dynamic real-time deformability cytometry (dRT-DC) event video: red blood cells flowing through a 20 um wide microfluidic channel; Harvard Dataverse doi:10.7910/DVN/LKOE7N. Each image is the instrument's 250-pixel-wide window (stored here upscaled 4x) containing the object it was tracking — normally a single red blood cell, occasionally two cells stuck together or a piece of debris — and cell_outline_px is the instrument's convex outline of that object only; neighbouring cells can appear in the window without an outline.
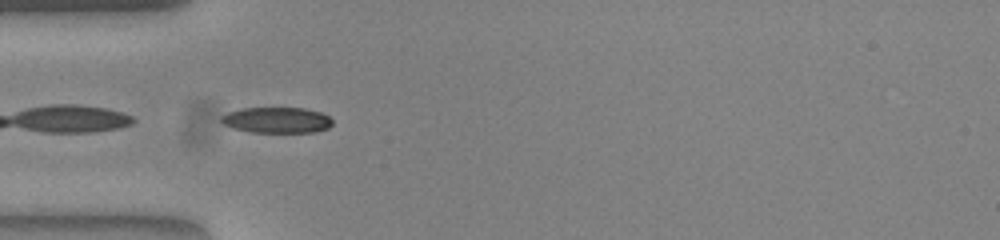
{"species": "common noctule bat (a hibernating species)", "species_latin": "Nyctalus noctula", "temperature_condition": "warm", "stored_images_in_passage": 37, "camera_frame_rate_fps": 3000, "um_per_image_px": 0.085, "animal": {"sex": "female", "body_mass_g": 23.0, "forearm_length_mm": 53.4}, "frame": {"image": 1, "passage_image": 1, "time_ms": 0.0, "image_size_px": [1000, 240], "cell_outline_px": [[332, 124], [328, 128], [316, 132], [252, 132], [232, 128], [224, 124], [220, 120], [220, 116], [228, 112], [240, 108], [304, 108], [320, 112], [328, 116], [332, 120]], "centroid_in_image_um": [23.51, 10.2], "position_along_channel_um": 61.5, "area_um2": 16.76}}
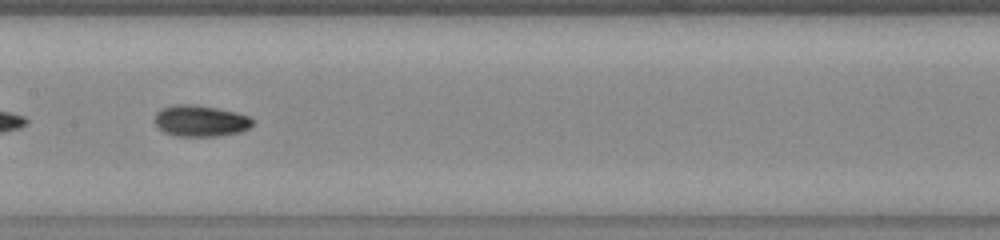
{"frame": {"image": 2, "passage_image": 11, "time_ms": 3.333, "image_size_px": [1000, 240], "cell_outline_px": [[252, 124], [248, 128], [240, 132], [216, 136], [176, 136], [164, 132], [156, 124], [156, 112], [160, 108], [176, 104], [192, 104], [216, 108], [236, 112], [248, 116], [252, 120]], "centroid_in_image_um": [17.02, 10.27], "position_along_channel_um": 190.4, "area_um2": 17.69}, "authors_computed_cell_mechanics": {"area_um2": 17.051, "velocity_mm_per_s": 3.9079, "shape_relaxation_time_tau1_ms": 3.6936, "shape_relaxation_time_tau2_ms": 2.0347, "deformation_change_tau1": 0.1641, "deformation_change_tau2": 0.0579}}